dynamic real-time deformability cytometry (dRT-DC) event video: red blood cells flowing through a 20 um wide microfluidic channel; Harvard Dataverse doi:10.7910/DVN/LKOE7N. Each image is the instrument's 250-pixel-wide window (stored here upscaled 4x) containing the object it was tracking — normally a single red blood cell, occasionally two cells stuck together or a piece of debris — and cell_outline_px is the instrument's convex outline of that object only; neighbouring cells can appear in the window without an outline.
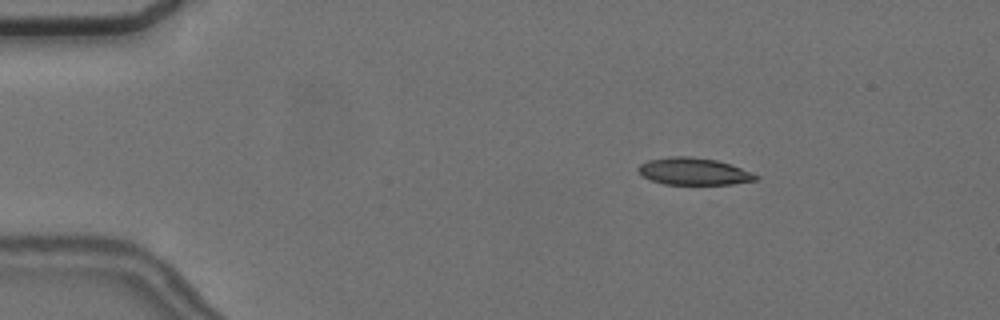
{"species": "common noctule bat (a hibernating species)", "species_latin": "Nyctalus noctula", "temperature_condition": "cold", "stored_images_in_passage": 12, "camera_frame_rate_fps": 3000, "um_per_image_px": 0.085, "animal": {"sex": "female", "body_mass_g": 24.6, "forearm_length_mm": 56.2}, "frame": {"image": 1, "passage_image": 1, "time_ms": 0.0, "image_size_px": [1000, 320], "cell_outline_px": [[760, 176], [756, 180], [732, 184], [664, 184], [652, 180], [644, 176], [636, 168], [640, 164], [648, 160], [668, 156], [692, 156], [716, 160], [752, 172]], "centroid_in_image_um": [58.96, 14.56], "position_along_channel_um": 26.0, "area_um2": 18.44}}
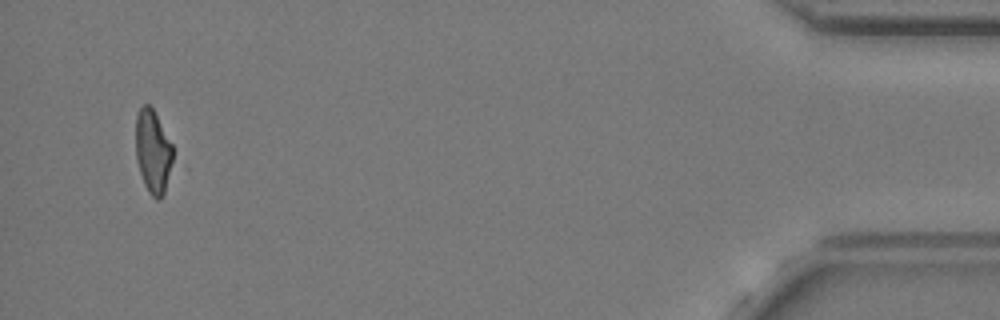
{"frame": {"image": 2, "passage_image": 12, "time_ms": 15.0, "image_size_px": [1000, 320], "cell_outline_px": [[176, 168], [160, 200], [156, 200], [148, 192], [144, 184], [136, 160], [136, 116], [140, 108], [144, 104], [148, 104], [152, 108], [172, 144]], "centroid_in_image_um": [13.05, 12.97], "position_along_channel_um": 422.1, "area_um2": 18.67}, "authors_computed_cell_mechanics": {"area_um2": 19.5653, "velocity_mm_per_s": 3.6452, "shape_relaxation_time_tau1_ms": 1.9639, "shape_relaxation_time_tau2_ms": null, "deformation_change_tau1": 0.1243, "deformation_change_tau2": null}}